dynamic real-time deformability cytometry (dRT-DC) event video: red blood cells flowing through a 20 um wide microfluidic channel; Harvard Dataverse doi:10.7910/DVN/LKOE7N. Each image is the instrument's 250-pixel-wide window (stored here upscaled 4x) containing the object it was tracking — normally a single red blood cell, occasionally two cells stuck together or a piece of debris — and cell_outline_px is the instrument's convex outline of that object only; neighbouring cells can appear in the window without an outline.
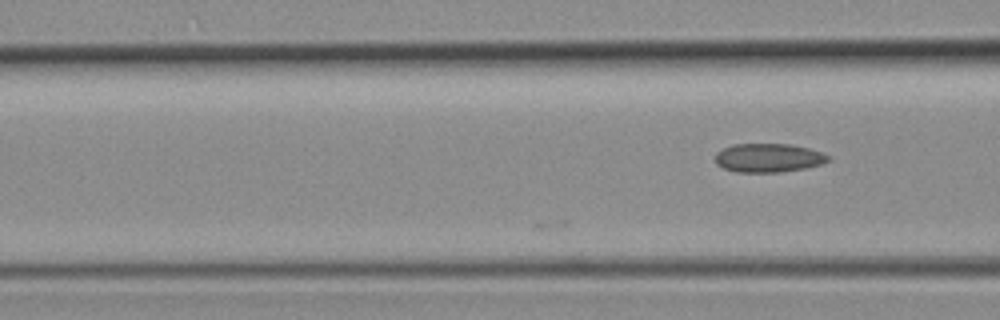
{"species": "common noctule bat (a hibernating species)", "species_latin": "Nyctalus noctula", "temperature_condition": "room temperature", "stored_images_in_passage": 15, "camera_frame_rate_fps": 3000, "um_per_image_px": 0.085, "animal": {"sex": "female", "body_mass_g": 19.3, "forearm_length_mm": 54.1}, "frame": {"image": 1, "passage_image": 15, "time_ms": 4.667, "image_size_px": [1000, 320], "cell_outline_px": [[832, 156], [828, 160], [820, 164], [804, 168], [776, 172], [736, 172], [724, 168], [716, 164], [716, 152], [732, 144], [792, 144], [808, 148]], "centroid_in_image_um": [65.3, 13.41], "position_along_channel_um": 101.3, "area_um2": 18.79}}